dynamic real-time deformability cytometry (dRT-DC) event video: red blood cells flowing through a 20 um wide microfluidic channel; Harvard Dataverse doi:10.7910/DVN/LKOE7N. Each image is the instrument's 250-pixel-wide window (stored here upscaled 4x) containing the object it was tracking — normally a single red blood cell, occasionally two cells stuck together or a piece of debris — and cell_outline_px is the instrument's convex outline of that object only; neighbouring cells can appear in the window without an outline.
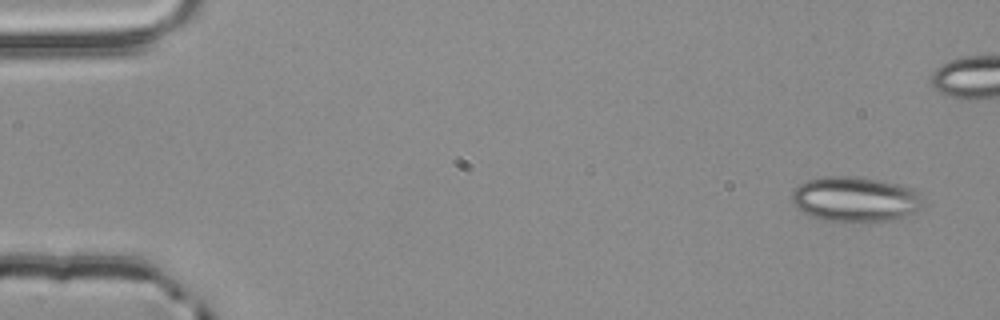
{"species": "common noctule bat (a hibernating species)", "species_latin": "Nyctalus noctula", "temperature_condition": "room temperature", "stored_images_in_passage": 6, "segment_of_instrument_passage": [1, 2], "camera_frame_rate_fps": 3000, "um_per_image_px": 0.085, "animal": {"sex": "male", "body_mass_g": 20.4}, "frame": {"image": 1, "passage_image": 1, "time_ms": 0.0, "image_size_px": [1000, 320], "cell_outline_px": [[928, 204], [916, 212], [892, 220], [872, 224], [816, 220], [800, 212], [796, 208], [792, 200], [792, 192], [800, 184], [808, 180], [824, 176], [848, 176], [884, 180], [900, 184], [912, 188], [920, 192]], "centroid_in_image_um": [72.75, 16.98], "position_along_channel_um": 12.2, "area_um2": 35.95}}